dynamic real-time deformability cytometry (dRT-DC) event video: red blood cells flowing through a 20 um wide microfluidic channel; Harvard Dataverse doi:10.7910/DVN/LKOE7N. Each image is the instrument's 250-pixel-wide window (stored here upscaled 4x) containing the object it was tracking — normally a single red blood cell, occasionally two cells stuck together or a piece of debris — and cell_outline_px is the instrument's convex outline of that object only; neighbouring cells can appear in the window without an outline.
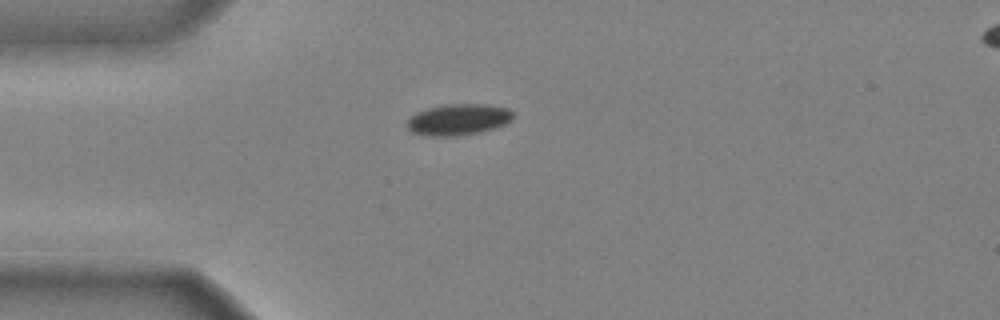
{"species": "common noctule bat (a hibernating species)", "species_latin": "Nyctalus noctula", "temperature_condition": "cold", "stored_images_in_passage": 34, "camera_frame_rate_fps": 3000, "um_per_image_px": 0.085, "animal": {"sex": "male", "body_mass_g": 20.4}, "frame": {"image": 1, "passage_image": 2, "time_ms": 0.333, "image_size_px": [1000, 320], "cell_outline_px": [[512, 120], [496, 128], [480, 132], [456, 136], [428, 136], [412, 132], [408, 128], [408, 120], [416, 112], [428, 108], [448, 104], [488, 104], [508, 108], [512, 112]], "centroid_in_image_um": [38.98, 10.16], "position_along_channel_um": 46.0, "area_um2": 19.25}}
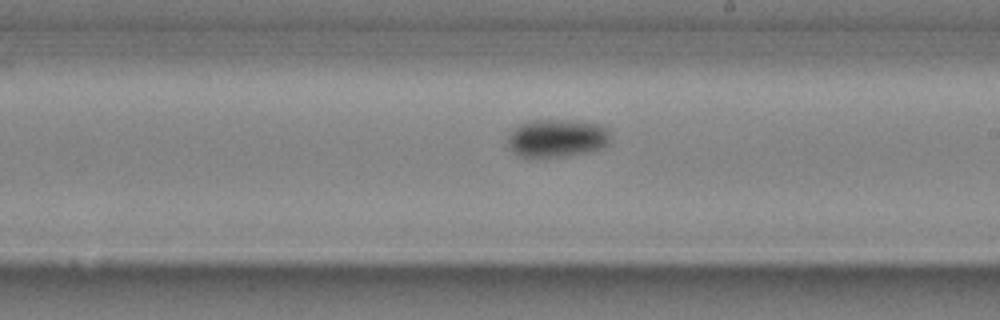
{"frame": {"image": 2, "passage_image": 18, "time_ms": 5.667, "image_size_px": [1000, 320], "cell_outline_px": [[612, 144], [604, 148], [592, 152], [564, 156], [516, 156], [508, 148], [508, 136], [512, 128], [528, 120], [584, 120], [600, 124], [608, 128]], "centroid_in_image_um": [47.4, 11.73], "position_along_channel_um": 241.6, "area_um2": 23.47}}
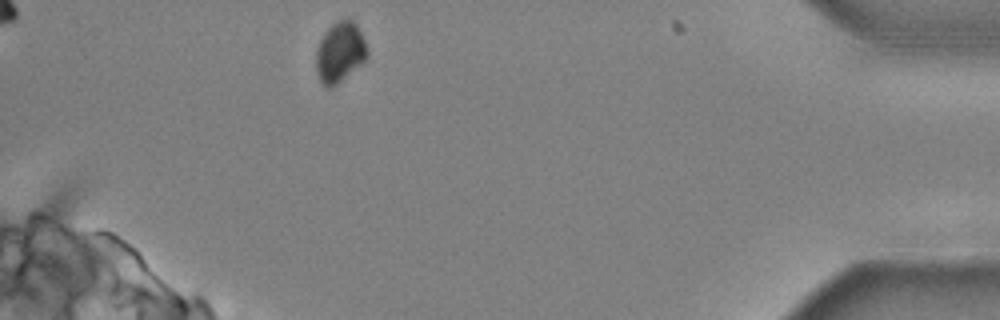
{"frame": {"image": 3, "passage_image": 34, "time_ms": 11.0, "image_size_px": [1000, 320], "cell_outline_px": [[368, 56], [364, 60], [332, 88], [328, 88], [320, 80], [316, 68], [316, 48], [324, 32], [336, 20], [344, 16], [348, 16], [356, 24], [364, 40], [368, 52]], "centroid_in_image_um": [28.88, 4.37], "position_along_channel_um": 406.3, "area_um2": 17.92}, "authors_computed_cell_mechanics": {"area_um2": 21.0681, "velocity_mm_per_s": 3.9494, "shape_relaxation_time_tau1_ms": 1.3681, "shape_relaxation_time_tau2_ms": null, "deformation_change_tau1": 0.0735, "deformation_change_tau2": null}}